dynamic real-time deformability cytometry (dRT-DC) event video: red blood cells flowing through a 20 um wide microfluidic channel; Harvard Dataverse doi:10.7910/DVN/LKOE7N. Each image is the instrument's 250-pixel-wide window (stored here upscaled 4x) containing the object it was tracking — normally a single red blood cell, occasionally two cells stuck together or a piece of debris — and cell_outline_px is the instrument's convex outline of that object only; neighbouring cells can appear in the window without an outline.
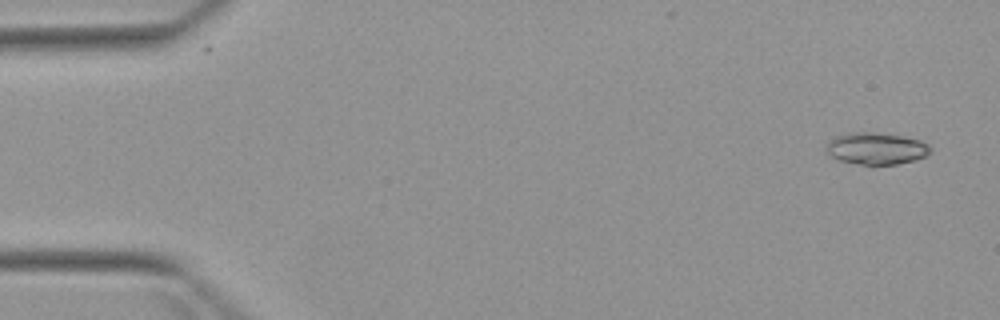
{"species": "Egyptian fruit bat (a non-hibernating species)", "species_latin": "Rousettus aegyptiacus", "temperature_condition": "warm", "stored_images_in_passage": 4, "camera_frame_rate_fps": 3000, "um_per_image_px": 0.085, "animal": {"sex": "female"}, "frame": {"image": 1, "passage_image": 1, "time_ms": 0.0, "image_size_px": [1000, 320], "cell_outline_px": [[932, 148], [928, 156], [916, 160], [896, 164], [860, 164], [840, 160], [832, 156], [828, 152], [824, 144], [832, 136], [848, 132], [872, 132], [900, 136], [920, 140], [928, 144]], "centroid_in_image_um": [74.47, 12.61], "position_along_channel_um": 10.5, "area_um2": 19.48}}